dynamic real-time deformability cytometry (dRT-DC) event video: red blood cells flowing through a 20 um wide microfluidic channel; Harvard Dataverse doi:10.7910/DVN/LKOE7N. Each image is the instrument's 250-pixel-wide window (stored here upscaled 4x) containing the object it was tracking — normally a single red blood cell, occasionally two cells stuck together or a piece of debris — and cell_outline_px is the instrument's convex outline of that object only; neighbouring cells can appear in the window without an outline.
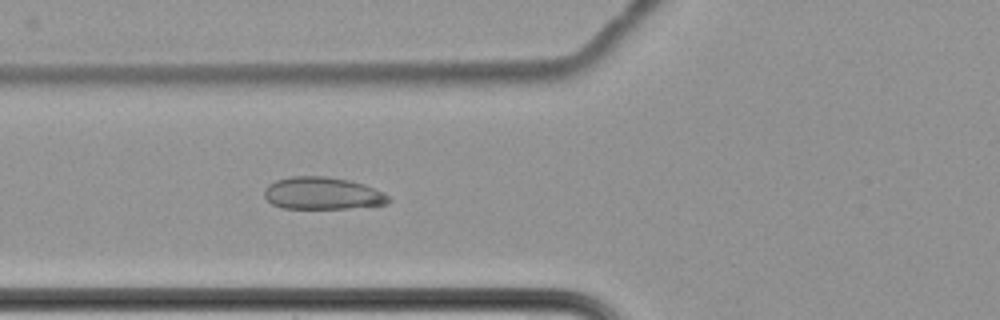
{"species": "common noctule bat (a hibernating species)", "species_latin": "Nyctalus noctula", "temperature_condition": "cold", "stored_images_in_passage": 63, "camera_frame_rate_fps": 3000, "um_per_image_px": 0.085, "animal": {"sex": "female", "body_mass_g": 22.7, "forearm_length_mm": 54.2}, "frame": {"image": 1, "passage_image": 26, "time_ms": 8.333, "image_size_px": [1000, 320], "cell_outline_px": [[388, 200], [384, 204], [340, 208], [288, 208], [276, 204], [268, 200], [268, 188], [272, 184], [280, 180], [304, 176], [312, 176], [344, 180], [380, 192]], "centroid_in_image_um": [27.38, 16.46], "position_along_channel_um": 98.4, "area_um2": 21.21}}
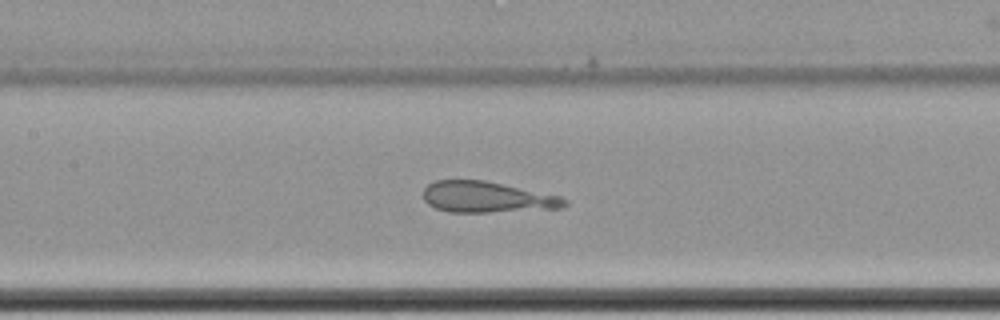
{"frame": {"image": 2, "passage_image": 32, "time_ms": 10.333, "image_size_px": [1000, 320], "cell_outline_px": [[564, 204], [556, 208], [480, 212], [456, 212], [436, 208], [424, 200], [424, 192], [428, 184], [440, 180], [480, 180], [556, 196], [564, 200]], "centroid_in_image_um": [41.26, 16.75], "position_along_channel_um": 166.1, "area_um2": 24.1}}
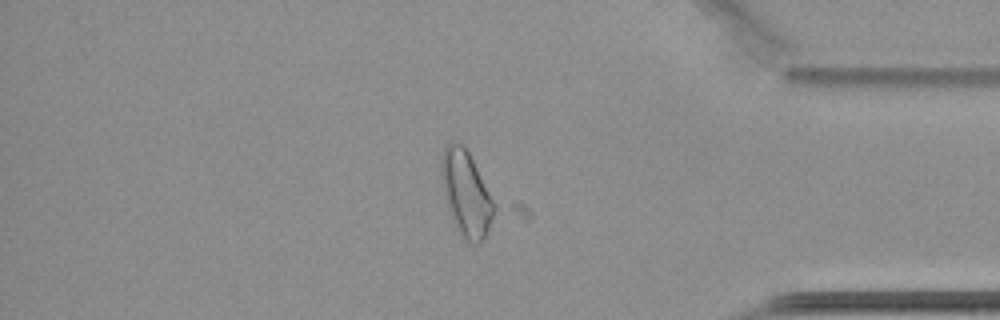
{"frame": {"image": 3, "passage_image": 54, "time_ms": 17.667, "image_size_px": [1000, 320], "cell_outline_px": [[492, 212], [488, 224], [480, 240], [464, 232], [456, 216], [448, 192], [448, 152], [464, 148], [468, 152], [492, 204]], "centroid_in_image_um": [39.78, 16.5], "position_along_channel_um": 395.4, "area_um2": 19.19}}